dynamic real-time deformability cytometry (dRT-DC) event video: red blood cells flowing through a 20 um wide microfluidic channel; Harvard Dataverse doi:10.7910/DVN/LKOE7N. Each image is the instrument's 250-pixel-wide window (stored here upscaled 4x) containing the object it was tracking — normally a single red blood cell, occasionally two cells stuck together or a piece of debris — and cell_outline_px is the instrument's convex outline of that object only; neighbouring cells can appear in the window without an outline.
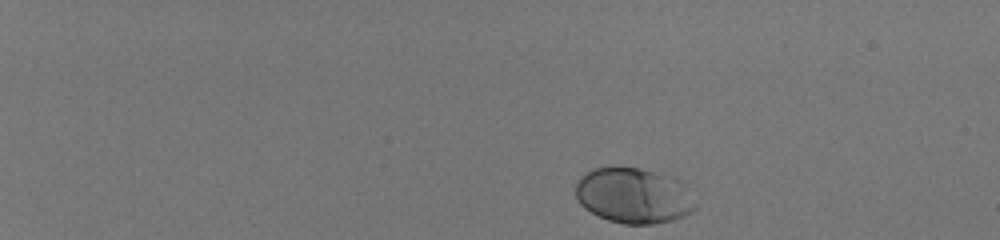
{"species": "human", "species_latin": "Homo sapiens", "temperature_condition": "room temperature", "stored_images_in_passage": 46, "camera_frame_rate_fps": 3000, "um_per_image_px": 0.085, "donor": {"sex": "male"}, "frame": {"image": 1, "passage_image": 1, "time_ms": 0.0, "image_size_px": [1000, 240], "cell_outline_px": [[696, 208], [692, 212], [684, 216], [672, 220], [652, 224], [624, 224], [608, 220], [584, 208], [576, 200], [576, 184], [580, 176], [592, 168], [608, 164], [616, 164], [640, 168], [672, 176], [680, 180], [696, 204]], "centroid_in_image_um": [53.81, 16.58], "position_along_channel_um": 31.2, "area_um2": 39.48}}
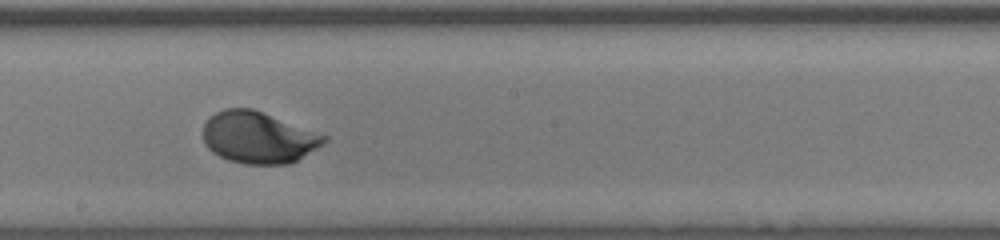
{"frame": {"image": 2, "passage_image": 27, "time_ms": 8.667, "image_size_px": [1000, 240], "cell_outline_px": [[328, 140], [324, 144], [296, 160], [288, 164], [244, 164], [228, 160], [212, 152], [204, 144], [204, 124], [216, 112], [224, 108], [252, 108], [264, 112], [328, 136]], "centroid_in_image_um": [21.97, 11.68], "position_along_channel_um": 226.2, "area_um2": 36.36}}
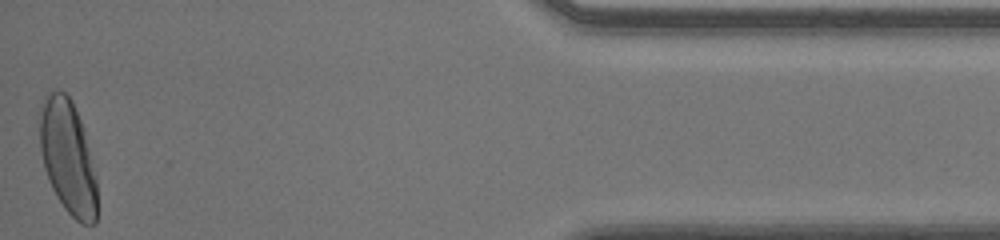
{"frame": {"image": 3, "passage_image": 46, "time_ms": 15.0, "image_size_px": [1000, 240], "cell_outline_px": [[96, 224], [80, 224], [64, 208], [56, 196], [48, 180], [44, 168], [40, 152], [36, 116], [36, 112], [44, 96], [48, 92], [56, 88], [64, 92], [72, 100], [84, 128], [96, 176]], "centroid_in_image_um": [5.71, 13.27], "position_along_channel_um": 429.5, "area_um2": 39.19}, "authors_computed_cell_mechanics": {"area_um2": 36.0961, "velocity_mm_per_s": 4.0189, "shape_relaxation_time_tau1_ms": 1.7429, "shape_relaxation_time_tau2_ms": null, "deformation_change_tau1": 0.1278, "deformation_change_tau2": null}}